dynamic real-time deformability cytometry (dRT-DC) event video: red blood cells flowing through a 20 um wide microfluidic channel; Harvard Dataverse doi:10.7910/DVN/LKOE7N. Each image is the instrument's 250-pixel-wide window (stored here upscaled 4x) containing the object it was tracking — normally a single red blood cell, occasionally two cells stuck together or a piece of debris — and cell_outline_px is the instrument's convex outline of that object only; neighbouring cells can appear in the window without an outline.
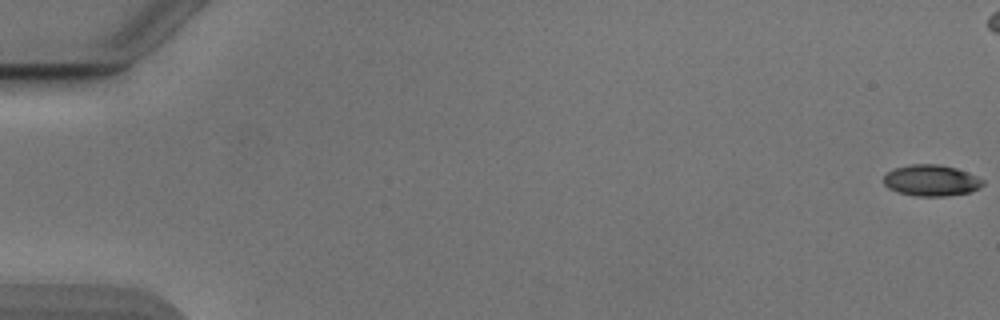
{"species": "Egyptian fruit bat (a non-hibernating species)", "species_latin": "Rousettus aegyptiacus", "temperature_condition": "cold", "stored_images_in_passage": 48, "camera_frame_rate_fps": 3000, "um_per_image_px": 0.085, "animal": {"sex": "male"}, "frame": {"image": 1, "passage_image": 1, "time_ms": 0.0, "image_size_px": [1000, 320], "cell_outline_px": [[984, 184], [980, 188], [972, 192], [944, 196], [916, 196], [900, 192], [888, 188], [884, 184], [884, 176], [892, 168], [908, 164], [936, 164], [956, 168], [968, 172], [984, 180]], "centroid_in_image_um": [79.17, 15.33], "position_along_channel_um": 5.8, "area_um2": 18.15}}
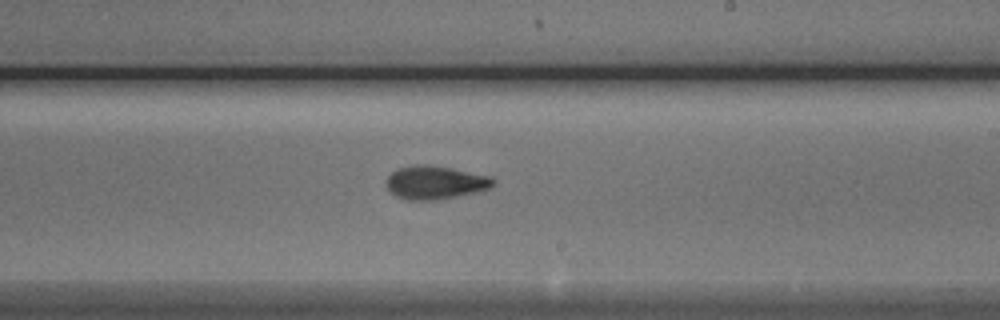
{"frame": {"image": 2, "passage_image": 33, "time_ms": 10.667, "image_size_px": [1000, 320], "cell_outline_px": [[496, 184], [492, 188], [456, 196], [436, 200], [408, 200], [396, 196], [384, 184], [388, 176], [392, 172], [400, 168], [416, 164], [428, 164], [452, 168], [492, 176], [496, 180]], "centroid_in_image_um": [37.03, 15.5], "position_along_channel_um": 252.0, "area_um2": 20.92}}
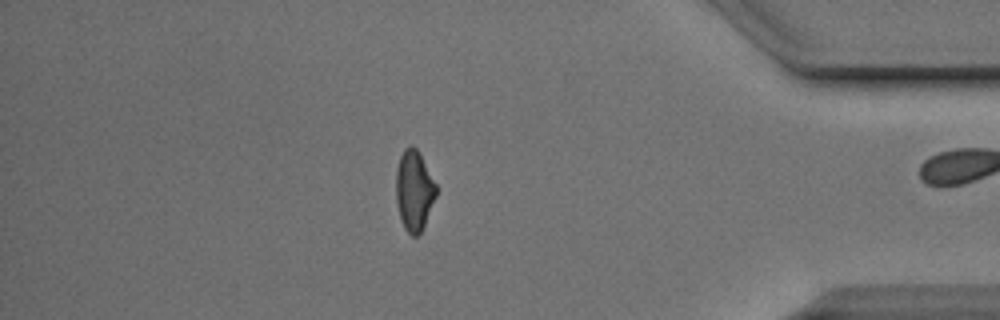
{"frame": {"image": 3, "passage_image": 47, "time_ms": 15.333, "image_size_px": [1000, 320], "cell_outline_px": [[436, 196], [424, 224], [420, 232], [416, 236], [412, 236], [404, 228], [400, 216], [396, 200], [396, 172], [400, 156], [404, 148], [412, 144], [416, 148], [436, 184]], "centroid_in_image_um": [35.18, 16.18], "position_along_channel_um": 400.0, "area_um2": 18.44}, "authors_computed_cell_mechanics": {"area_um2": 19.2474, "velocity_mm_per_s": 3.898, "shape_relaxation_time_tau1_ms": 3.9845, "shape_relaxation_time_tau2_ms": 3.2084, "deformation_change_tau1": 0.1346, "deformation_change_tau2": 0.097}}